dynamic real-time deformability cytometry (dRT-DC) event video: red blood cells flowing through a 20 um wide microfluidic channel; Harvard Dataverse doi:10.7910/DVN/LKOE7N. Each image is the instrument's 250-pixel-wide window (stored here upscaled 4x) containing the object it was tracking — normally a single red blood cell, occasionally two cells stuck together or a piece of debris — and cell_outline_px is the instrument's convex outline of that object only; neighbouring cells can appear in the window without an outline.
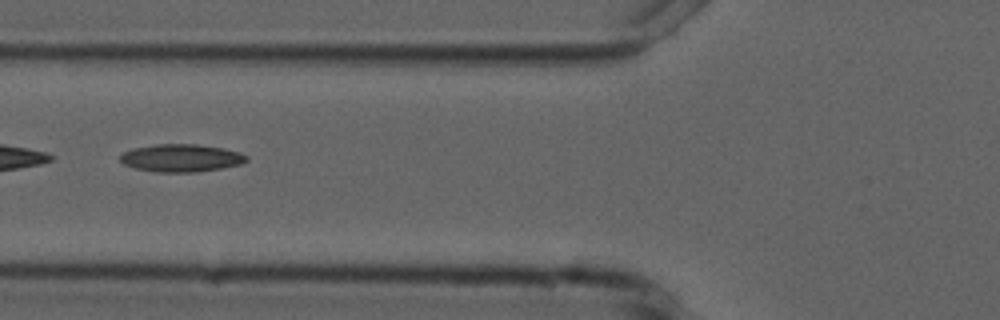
{"species": "common noctule bat (a hibernating species)", "species_latin": "Nyctalus noctula", "temperature_condition": "cold", "stored_images_in_passage": 7, "camera_frame_rate_fps": 3000, "um_per_image_px": 0.085, "animal": {"sex": "male", "forearm_length_mm": 52.5}, "frame": {"image": 1, "passage_image": 6, "time_ms": 6.0, "image_size_px": [1000, 320], "cell_outline_px": [[248, 160], [240, 164], [220, 168], [196, 172], [156, 172], [136, 168], [124, 164], [120, 160], [120, 156], [124, 152], [132, 148], [156, 144], [196, 144], [220, 148], [240, 152], [248, 156]], "centroid_in_image_um": [15.39, 13.43], "position_along_channel_um": 110.4, "area_um2": 20.23}}
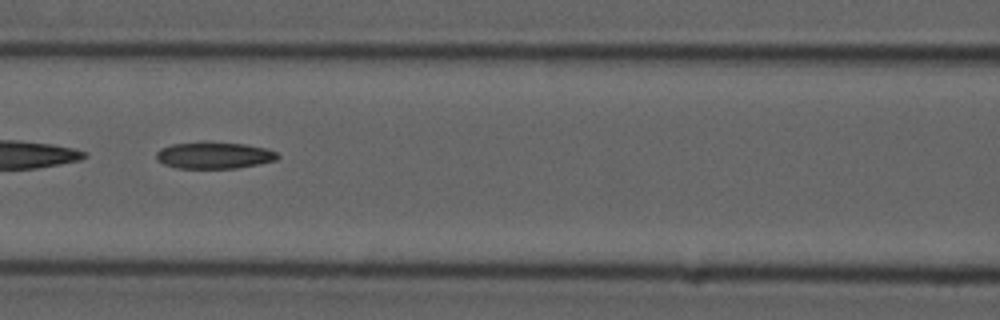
{"frame": {"image": 2, "passage_image": 7, "time_ms": 7.0, "image_size_px": [1000, 320], "cell_outline_px": [[280, 156], [276, 160], [236, 168], [176, 168], [164, 164], [156, 160], [156, 152], [160, 148], [172, 144], [204, 140], [208, 140], [244, 144], [268, 148], [276, 152]], "centroid_in_image_um": [18.17, 13.17], "position_along_channel_um": 148.4, "area_um2": 19.31}}